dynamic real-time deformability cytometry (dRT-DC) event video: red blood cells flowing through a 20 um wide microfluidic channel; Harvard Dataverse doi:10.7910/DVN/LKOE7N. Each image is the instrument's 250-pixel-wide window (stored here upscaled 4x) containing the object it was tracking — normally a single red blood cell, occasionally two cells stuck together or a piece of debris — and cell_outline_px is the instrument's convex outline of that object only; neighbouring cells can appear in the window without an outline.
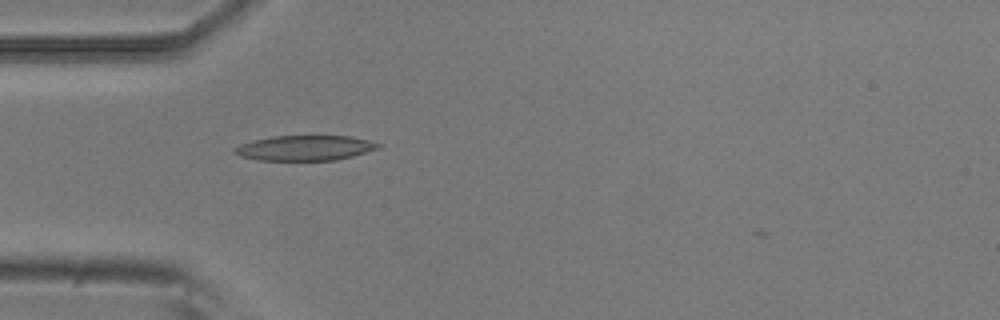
{"species": "common noctule bat (a hibernating species)", "species_latin": "Nyctalus noctula", "temperature_condition": "room temperature", "stored_images_in_passage": 5, "camera_frame_rate_fps": 3000, "um_per_image_px": 0.085, "animal": {"sex": "male", "body_mass_g": 20.5, "forearm_length_mm": 52.5}, "frame": {"image": 1, "passage_image": 5, "time_ms": 1.333, "image_size_px": [1000, 320], "cell_outline_px": [[384, 144], [380, 148], [352, 156], [336, 160], [260, 160], [240, 156], [232, 152], [232, 148], [240, 144], [272, 136], [348, 136], [368, 140]], "centroid_in_image_um": [25.93, 12.58], "position_along_channel_um": 59.1, "area_um2": 20.98}}